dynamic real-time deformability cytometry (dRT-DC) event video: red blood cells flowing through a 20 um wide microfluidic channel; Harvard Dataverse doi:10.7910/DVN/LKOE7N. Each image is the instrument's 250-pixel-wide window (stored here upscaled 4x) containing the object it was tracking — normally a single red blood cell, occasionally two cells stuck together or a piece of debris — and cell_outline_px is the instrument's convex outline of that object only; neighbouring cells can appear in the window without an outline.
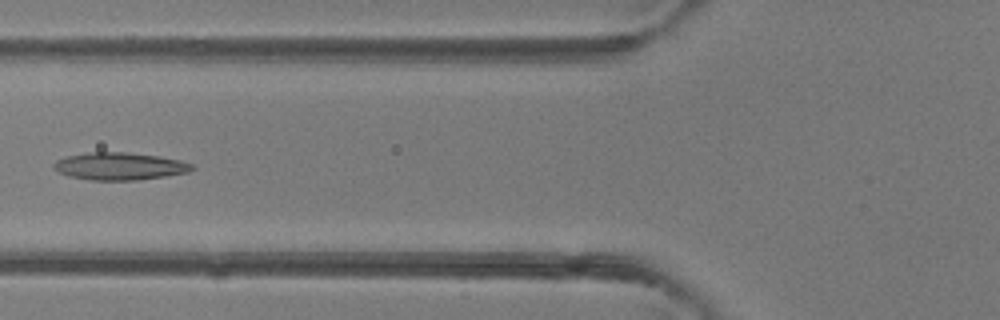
{"species": "common noctule bat (a hibernating species)", "species_latin": "Nyctalus noctula", "temperature_condition": "room temperature", "stored_images_in_passage": 5, "camera_frame_rate_fps": 3000, "um_per_image_px": 0.085, "animal": {"sex": "female"}, "frame": {"image": 1, "passage_image": 5, "time_ms": 4.333, "image_size_px": [1000, 320], "cell_outline_px": [[196, 168], [188, 172], [164, 176], [136, 180], [92, 180], [68, 176], [52, 168], [52, 164], [56, 160], [64, 156], [88, 152], [128, 152], [160, 156], [180, 160], [192, 164]], "centroid_in_image_um": [10.14, 14.12], "position_along_channel_um": 115.7, "area_um2": 22.25}}